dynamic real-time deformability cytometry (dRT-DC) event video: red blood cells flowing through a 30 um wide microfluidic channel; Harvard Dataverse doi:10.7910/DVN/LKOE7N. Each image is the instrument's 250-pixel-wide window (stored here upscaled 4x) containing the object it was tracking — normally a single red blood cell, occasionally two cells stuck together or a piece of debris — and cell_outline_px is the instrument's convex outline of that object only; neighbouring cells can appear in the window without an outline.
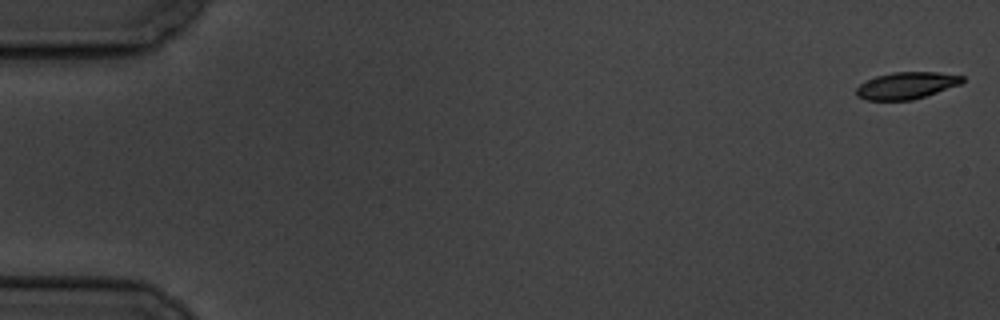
{"species": "common noctule bat (a hibernating species)", "species_latin": "Nyctalus noctula", "temperature_condition": "cold", "stored_images_in_passage": 6, "camera_frame_rate_fps": 3000, "um_per_image_px": 0.085, "animal": {"sex": "male", "body_mass_g": 19.5, "forearm_length_mm": 54.6}, "frame": {"image": 1, "passage_image": 1, "time_ms": 0.0, "image_size_px": [1000, 320], "cell_outline_px": [[964, 80], [960, 84], [912, 100], [868, 100], [856, 96], [856, 88], [860, 84], [876, 76], [892, 72], [936, 72], [964, 76]], "centroid_in_image_um": [77.02, 7.26], "position_along_channel_um": 8.0, "area_um2": 16.42}}
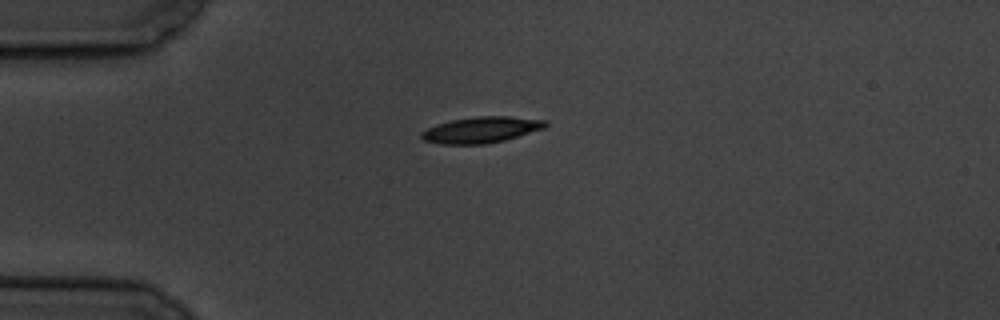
{"frame": {"image": 2, "passage_image": 5, "time_ms": 4.667, "image_size_px": [1000, 320], "cell_outline_px": [[548, 124], [544, 128], [504, 140], [484, 144], [440, 144], [424, 140], [420, 136], [420, 132], [436, 124], [452, 120], [476, 116], [508, 116], [548, 120]], "centroid_in_image_um": [40.9, 11.03], "position_along_channel_um": 44.1, "area_um2": 18.79}}